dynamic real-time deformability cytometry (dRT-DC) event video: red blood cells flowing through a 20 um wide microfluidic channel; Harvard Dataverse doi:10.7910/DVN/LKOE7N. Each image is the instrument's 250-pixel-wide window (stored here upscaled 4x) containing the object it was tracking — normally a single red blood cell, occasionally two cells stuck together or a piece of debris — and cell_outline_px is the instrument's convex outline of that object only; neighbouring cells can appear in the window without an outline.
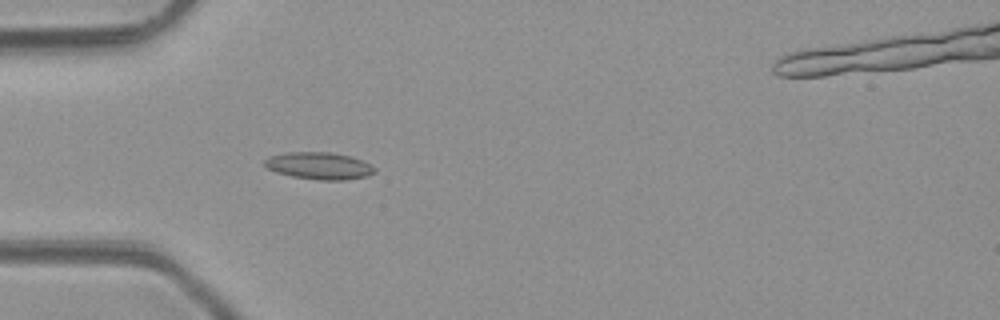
{"species": "common noctule bat (a hibernating species)", "species_latin": "Nyctalus noctula", "temperature_condition": "room temperature", "stored_images_in_passage": 5, "camera_frame_rate_fps": 3000, "um_per_image_px": 0.085, "animal": {"sex": "male", "body_mass_g": 23.1, "forearm_length_mm": 52.7}, "frame": {"image": 1, "passage_image": 5, "time_ms": 4.667, "image_size_px": [1000, 320], "cell_outline_px": [[376, 172], [368, 176], [344, 180], [316, 180], [292, 176], [276, 172], [268, 168], [264, 164], [264, 160], [268, 156], [288, 152], [328, 152], [352, 156], [372, 164], [376, 168]], "centroid_in_image_um": [27.16, 14.09], "position_along_channel_um": 57.8, "area_um2": 17.57}}